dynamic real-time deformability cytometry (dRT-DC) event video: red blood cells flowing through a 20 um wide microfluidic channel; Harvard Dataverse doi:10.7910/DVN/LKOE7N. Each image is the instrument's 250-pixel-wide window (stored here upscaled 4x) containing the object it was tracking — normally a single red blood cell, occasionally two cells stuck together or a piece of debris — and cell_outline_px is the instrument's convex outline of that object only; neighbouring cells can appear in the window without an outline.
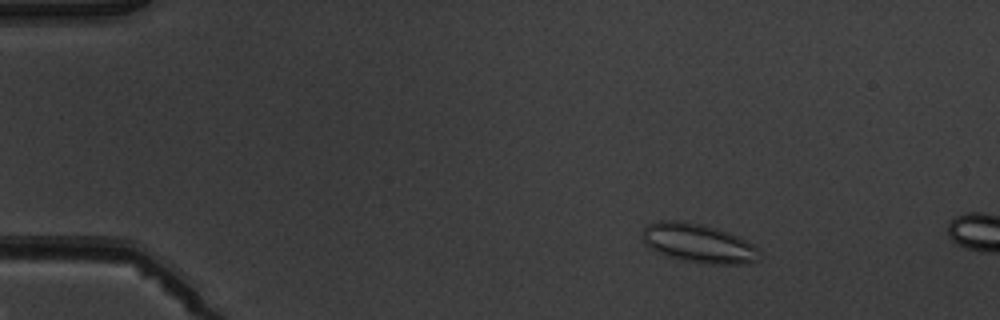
{"species": "common noctule bat (a hibernating species)", "species_latin": "Nyctalus noctula", "temperature_condition": "warm", "stored_images_in_passage": 2, "camera_frame_rate_fps": 3000, "um_per_image_px": 0.085, "animal": {"sex": "male", "body_mass_g": 19.5, "forearm_length_mm": 54.6}, "frame": {"image": 1, "passage_image": 1, "time_ms": 0.0, "image_size_px": [1000, 320], "cell_outline_px": [[760, 252], [756, 260], [752, 264], [712, 264], [680, 260], [656, 252], [644, 244], [640, 236], [644, 228], [648, 224], [660, 220], [680, 220], [700, 224], [728, 232], [752, 244]], "centroid_in_image_um": [59.3, 20.68], "position_along_channel_um": 25.7, "area_um2": 26.59}}